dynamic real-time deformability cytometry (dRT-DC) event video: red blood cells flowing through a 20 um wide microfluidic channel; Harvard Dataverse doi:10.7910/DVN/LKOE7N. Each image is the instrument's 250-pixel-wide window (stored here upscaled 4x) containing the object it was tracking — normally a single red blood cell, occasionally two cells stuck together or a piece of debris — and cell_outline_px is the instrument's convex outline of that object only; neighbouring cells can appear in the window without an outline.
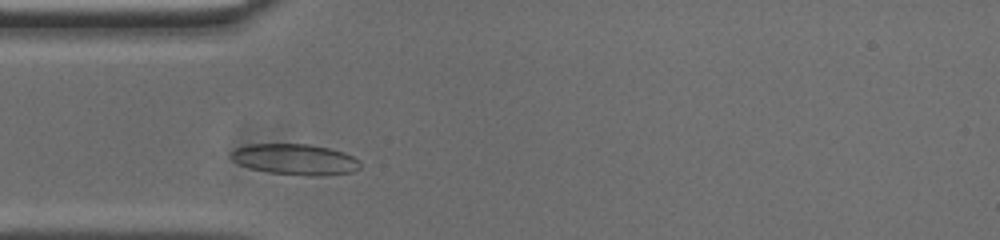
{"species": "common noctule bat (a hibernating species)", "species_latin": "Nyctalus noctula", "temperature_condition": "cold", "stored_images_in_passage": 33, "camera_frame_rate_fps": 3000, "um_per_image_px": 0.085, "animal": {"sex": "male", "body_mass_g": 20.0, "forearm_length_mm": 53.3}, "frame": {"image": 1, "passage_image": 5, "time_ms": 1.333, "image_size_px": [1000, 240], "cell_outline_px": [[360, 168], [352, 172], [320, 176], [312, 176], [268, 172], [252, 168], [240, 164], [232, 160], [228, 156], [236, 148], [248, 144], [308, 144], [328, 148], [344, 152], [360, 160]], "centroid_in_image_um": [25.1, 13.54], "position_along_channel_um": 59.9, "area_um2": 23.18}}
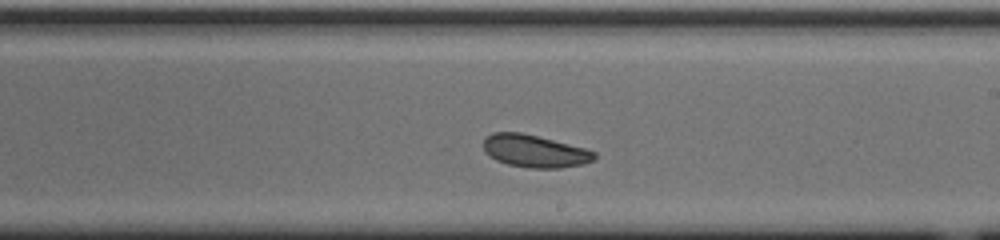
{"frame": {"image": 2, "passage_image": 20, "time_ms": 6.333, "image_size_px": [1000, 240], "cell_outline_px": [[596, 160], [584, 164], [560, 168], [528, 168], [508, 164], [496, 160], [484, 152], [484, 136], [492, 132], [520, 132], [584, 148], [596, 152]], "centroid_in_image_um": [45.44, 12.85], "position_along_channel_um": 243.6, "area_um2": 21.04}}
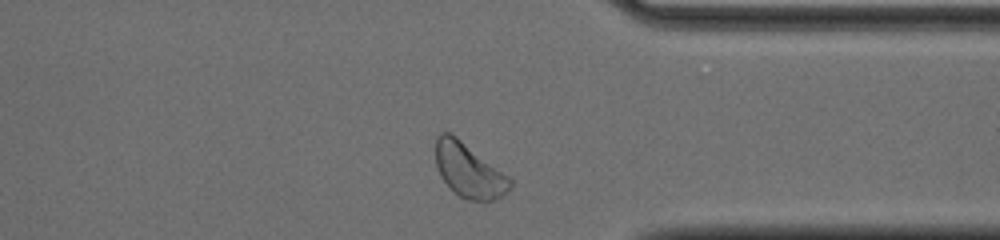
{"frame": {"image": 3, "passage_image": 31, "time_ms": 10.0, "image_size_px": [1000, 240], "cell_outline_px": [[512, 188], [504, 196], [496, 200], [484, 204], [468, 200], [460, 196], [440, 176], [436, 164], [436, 136], [440, 132], [448, 132], [456, 136], [508, 176], [512, 180]], "centroid_in_image_um": [39.89, 14.53], "position_along_channel_um": 371.5, "area_um2": 23.64}, "authors_computed_cell_mechanics": {"area_um2": 21.386, "velocity_mm_per_s": 3.6849, "shape_relaxation_time_tau1_ms": 2.6674, "shape_relaxation_time_tau2_ms": null, "deformation_change_tau1": 0.0698, "deformation_change_tau2": null}}